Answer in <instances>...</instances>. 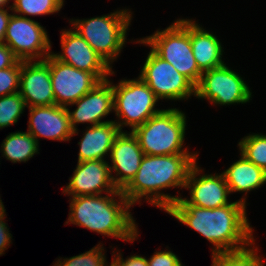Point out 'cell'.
Instances as JSON below:
<instances>
[{"instance_id":"obj_1","label":"cell","mask_w":266,"mask_h":266,"mask_svg":"<svg viewBox=\"0 0 266 266\" xmlns=\"http://www.w3.org/2000/svg\"><path fill=\"white\" fill-rule=\"evenodd\" d=\"M246 209V204L236 200L213 209L173 204L166 213L206 238L212 253H219L243 249L256 240Z\"/></svg>"},{"instance_id":"obj_2","label":"cell","mask_w":266,"mask_h":266,"mask_svg":"<svg viewBox=\"0 0 266 266\" xmlns=\"http://www.w3.org/2000/svg\"><path fill=\"white\" fill-rule=\"evenodd\" d=\"M199 154L144 155L138 172L122 190L131 206L147 202L165 212L181 197L162 190L185 186L192 166Z\"/></svg>"},{"instance_id":"obj_3","label":"cell","mask_w":266,"mask_h":266,"mask_svg":"<svg viewBox=\"0 0 266 266\" xmlns=\"http://www.w3.org/2000/svg\"><path fill=\"white\" fill-rule=\"evenodd\" d=\"M69 198L65 225L73 224L131 244L138 240L140 231L130 212L132 206L122 192Z\"/></svg>"},{"instance_id":"obj_4","label":"cell","mask_w":266,"mask_h":266,"mask_svg":"<svg viewBox=\"0 0 266 266\" xmlns=\"http://www.w3.org/2000/svg\"><path fill=\"white\" fill-rule=\"evenodd\" d=\"M131 9H117L109 14L86 19H69L76 30L94 51L112 68L127 44V34L131 26Z\"/></svg>"},{"instance_id":"obj_5","label":"cell","mask_w":266,"mask_h":266,"mask_svg":"<svg viewBox=\"0 0 266 266\" xmlns=\"http://www.w3.org/2000/svg\"><path fill=\"white\" fill-rule=\"evenodd\" d=\"M186 122L181 109L169 107L153 115L132 133L145 155L198 154L184 146Z\"/></svg>"},{"instance_id":"obj_6","label":"cell","mask_w":266,"mask_h":266,"mask_svg":"<svg viewBox=\"0 0 266 266\" xmlns=\"http://www.w3.org/2000/svg\"><path fill=\"white\" fill-rule=\"evenodd\" d=\"M132 41L150 47L159 57L169 62L195 87L202 71L193 56L190 41V19L178 18L165 29Z\"/></svg>"},{"instance_id":"obj_7","label":"cell","mask_w":266,"mask_h":266,"mask_svg":"<svg viewBox=\"0 0 266 266\" xmlns=\"http://www.w3.org/2000/svg\"><path fill=\"white\" fill-rule=\"evenodd\" d=\"M159 99L149 86L138 76L133 79L122 78L117 84L113 82V120L123 131L124 126L131 132L144 124L161 109L155 108Z\"/></svg>"},{"instance_id":"obj_8","label":"cell","mask_w":266,"mask_h":266,"mask_svg":"<svg viewBox=\"0 0 266 266\" xmlns=\"http://www.w3.org/2000/svg\"><path fill=\"white\" fill-rule=\"evenodd\" d=\"M252 90L244 78L227 64L202 72L195 87V97L210 104L230 106L249 103Z\"/></svg>"},{"instance_id":"obj_9","label":"cell","mask_w":266,"mask_h":266,"mask_svg":"<svg viewBox=\"0 0 266 266\" xmlns=\"http://www.w3.org/2000/svg\"><path fill=\"white\" fill-rule=\"evenodd\" d=\"M138 76L159 100L186 101L195 97V86L151 48Z\"/></svg>"},{"instance_id":"obj_10","label":"cell","mask_w":266,"mask_h":266,"mask_svg":"<svg viewBox=\"0 0 266 266\" xmlns=\"http://www.w3.org/2000/svg\"><path fill=\"white\" fill-rule=\"evenodd\" d=\"M21 61L45 60L52 53L48 32L34 19L11 14L3 40Z\"/></svg>"},{"instance_id":"obj_11","label":"cell","mask_w":266,"mask_h":266,"mask_svg":"<svg viewBox=\"0 0 266 266\" xmlns=\"http://www.w3.org/2000/svg\"><path fill=\"white\" fill-rule=\"evenodd\" d=\"M196 162L189 171L184 189L189 197H180L174 204H190L200 208H218L231 203L229 188L222 173H203Z\"/></svg>"},{"instance_id":"obj_12","label":"cell","mask_w":266,"mask_h":266,"mask_svg":"<svg viewBox=\"0 0 266 266\" xmlns=\"http://www.w3.org/2000/svg\"><path fill=\"white\" fill-rule=\"evenodd\" d=\"M61 51L51 54L59 61L79 70L93 73L100 81L115 75L114 70L94 51L88 42L73 28L61 29Z\"/></svg>"},{"instance_id":"obj_13","label":"cell","mask_w":266,"mask_h":266,"mask_svg":"<svg viewBox=\"0 0 266 266\" xmlns=\"http://www.w3.org/2000/svg\"><path fill=\"white\" fill-rule=\"evenodd\" d=\"M50 77L55 104L67 107L101 82L93 73L79 70L50 54Z\"/></svg>"},{"instance_id":"obj_14","label":"cell","mask_w":266,"mask_h":266,"mask_svg":"<svg viewBox=\"0 0 266 266\" xmlns=\"http://www.w3.org/2000/svg\"><path fill=\"white\" fill-rule=\"evenodd\" d=\"M70 105L66 108L73 130L72 136L79 134V124L87 123V125L93 126L113 121L104 120L105 117L113 112V81L108 78L99 82L91 91ZM74 105L77 108L70 111L69 108Z\"/></svg>"},{"instance_id":"obj_15","label":"cell","mask_w":266,"mask_h":266,"mask_svg":"<svg viewBox=\"0 0 266 266\" xmlns=\"http://www.w3.org/2000/svg\"><path fill=\"white\" fill-rule=\"evenodd\" d=\"M73 175L62 189V193L70 196H93L112 192H122L113 183L108 161L90 160L77 162Z\"/></svg>"},{"instance_id":"obj_16","label":"cell","mask_w":266,"mask_h":266,"mask_svg":"<svg viewBox=\"0 0 266 266\" xmlns=\"http://www.w3.org/2000/svg\"><path fill=\"white\" fill-rule=\"evenodd\" d=\"M144 155L136 136L131 131H120L108 157L112 180L118 190L122 191L135 177Z\"/></svg>"},{"instance_id":"obj_17","label":"cell","mask_w":266,"mask_h":266,"mask_svg":"<svg viewBox=\"0 0 266 266\" xmlns=\"http://www.w3.org/2000/svg\"><path fill=\"white\" fill-rule=\"evenodd\" d=\"M19 93L27 108L55 104L50 55L45 60L22 61Z\"/></svg>"},{"instance_id":"obj_18","label":"cell","mask_w":266,"mask_h":266,"mask_svg":"<svg viewBox=\"0 0 266 266\" xmlns=\"http://www.w3.org/2000/svg\"><path fill=\"white\" fill-rule=\"evenodd\" d=\"M29 132L39 143L41 138L53 141H70L73 130L70 125L67 108L56 104L50 106L28 107Z\"/></svg>"},{"instance_id":"obj_19","label":"cell","mask_w":266,"mask_h":266,"mask_svg":"<svg viewBox=\"0 0 266 266\" xmlns=\"http://www.w3.org/2000/svg\"><path fill=\"white\" fill-rule=\"evenodd\" d=\"M82 132L81 140L78 142L77 162L105 160L107 156L109 157L110 149L120 129L114 121H109L87 126Z\"/></svg>"},{"instance_id":"obj_20","label":"cell","mask_w":266,"mask_h":266,"mask_svg":"<svg viewBox=\"0 0 266 266\" xmlns=\"http://www.w3.org/2000/svg\"><path fill=\"white\" fill-rule=\"evenodd\" d=\"M190 41L198 68L204 72L222 66L224 47L218 37L190 18ZM224 52V53H223Z\"/></svg>"},{"instance_id":"obj_21","label":"cell","mask_w":266,"mask_h":266,"mask_svg":"<svg viewBox=\"0 0 266 266\" xmlns=\"http://www.w3.org/2000/svg\"><path fill=\"white\" fill-rule=\"evenodd\" d=\"M229 188L230 194L244 193L239 199L247 205V195L251 191L258 190L266 184V172L254 163L250 162L240 153L239 160L222 172Z\"/></svg>"},{"instance_id":"obj_22","label":"cell","mask_w":266,"mask_h":266,"mask_svg":"<svg viewBox=\"0 0 266 266\" xmlns=\"http://www.w3.org/2000/svg\"><path fill=\"white\" fill-rule=\"evenodd\" d=\"M0 153L12 163H25L40 153L39 143L29 132H12L1 143Z\"/></svg>"},{"instance_id":"obj_23","label":"cell","mask_w":266,"mask_h":266,"mask_svg":"<svg viewBox=\"0 0 266 266\" xmlns=\"http://www.w3.org/2000/svg\"><path fill=\"white\" fill-rule=\"evenodd\" d=\"M255 241L240 250L212 253L211 266H265V259L258 254L260 249Z\"/></svg>"},{"instance_id":"obj_24","label":"cell","mask_w":266,"mask_h":266,"mask_svg":"<svg viewBox=\"0 0 266 266\" xmlns=\"http://www.w3.org/2000/svg\"><path fill=\"white\" fill-rule=\"evenodd\" d=\"M12 12L18 16H43L57 14L64 7L65 0H13Z\"/></svg>"},{"instance_id":"obj_25","label":"cell","mask_w":266,"mask_h":266,"mask_svg":"<svg viewBox=\"0 0 266 266\" xmlns=\"http://www.w3.org/2000/svg\"><path fill=\"white\" fill-rule=\"evenodd\" d=\"M239 152L266 172V134H247L238 142Z\"/></svg>"},{"instance_id":"obj_26","label":"cell","mask_w":266,"mask_h":266,"mask_svg":"<svg viewBox=\"0 0 266 266\" xmlns=\"http://www.w3.org/2000/svg\"><path fill=\"white\" fill-rule=\"evenodd\" d=\"M101 244L100 242L89 251L76 256L59 257L52 266H112V263H108L106 259L104 244Z\"/></svg>"},{"instance_id":"obj_27","label":"cell","mask_w":266,"mask_h":266,"mask_svg":"<svg viewBox=\"0 0 266 266\" xmlns=\"http://www.w3.org/2000/svg\"><path fill=\"white\" fill-rule=\"evenodd\" d=\"M26 107L19 92L0 97V129L16 124Z\"/></svg>"},{"instance_id":"obj_28","label":"cell","mask_w":266,"mask_h":266,"mask_svg":"<svg viewBox=\"0 0 266 266\" xmlns=\"http://www.w3.org/2000/svg\"><path fill=\"white\" fill-rule=\"evenodd\" d=\"M22 61L0 70V97L19 92Z\"/></svg>"},{"instance_id":"obj_29","label":"cell","mask_w":266,"mask_h":266,"mask_svg":"<svg viewBox=\"0 0 266 266\" xmlns=\"http://www.w3.org/2000/svg\"><path fill=\"white\" fill-rule=\"evenodd\" d=\"M166 250H158L147 259L149 266H185L173 251L167 246Z\"/></svg>"},{"instance_id":"obj_30","label":"cell","mask_w":266,"mask_h":266,"mask_svg":"<svg viewBox=\"0 0 266 266\" xmlns=\"http://www.w3.org/2000/svg\"><path fill=\"white\" fill-rule=\"evenodd\" d=\"M112 266H149L147 258L143 255H130L123 258V254L119 251V249H114L112 251Z\"/></svg>"},{"instance_id":"obj_31","label":"cell","mask_w":266,"mask_h":266,"mask_svg":"<svg viewBox=\"0 0 266 266\" xmlns=\"http://www.w3.org/2000/svg\"><path fill=\"white\" fill-rule=\"evenodd\" d=\"M6 213L0 216V256H2L12 243V234L9 231L8 223H6Z\"/></svg>"},{"instance_id":"obj_32","label":"cell","mask_w":266,"mask_h":266,"mask_svg":"<svg viewBox=\"0 0 266 266\" xmlns=\"http://www.w3.org/2000/svg\"><path fill=\"white\" fill-rule=\"evenodd\" d=\"M19 59L3 42H0V70L14 66Z\"/></svg>"},{"instance_id":"obj_33","label":"cell","mask_w":266,"mask_h":266,"mask_svg":"<svg viewBox=\"0 0 266 266\" xmlns=\"http://www.w3.org/2000/svg\"><path fill=\"white\" fill-rule=\"evenodd\" d=\"M11 12H10V11ZM10 12V13H9ZM12 9L11 8H0V42H3L7 26L9 24V20L11 18L12 14Z\"/></svg>"},{"instance_id":"obj_34","label":"cell","mask_w":266,"mask_h":266,"mask_svg":"<svg viewBox=\"0 0 266 266\" xmlns=\"http://www.w3.org/2000/svg\"><path fill=\"white\" fill-rule=\"evenodd\" d=\"M10 1L12 0H0V8H11L12 4H10Z\"/></svg>"},{"instance_id":"obj_35","label":"cell","mask_w":266,"mask_h":266,"mask_svg":"<svg viewBox=\"0 0 266 266\" xmlns=\"http://www.w3.org/2000/svg\"><path fill=\"white\" fill-rule=\"evenodd\" d=\"M5 213H6V209L4 207V204H3L1 196H0V216L4 215Z\"/></svg>"}]
</instances>
